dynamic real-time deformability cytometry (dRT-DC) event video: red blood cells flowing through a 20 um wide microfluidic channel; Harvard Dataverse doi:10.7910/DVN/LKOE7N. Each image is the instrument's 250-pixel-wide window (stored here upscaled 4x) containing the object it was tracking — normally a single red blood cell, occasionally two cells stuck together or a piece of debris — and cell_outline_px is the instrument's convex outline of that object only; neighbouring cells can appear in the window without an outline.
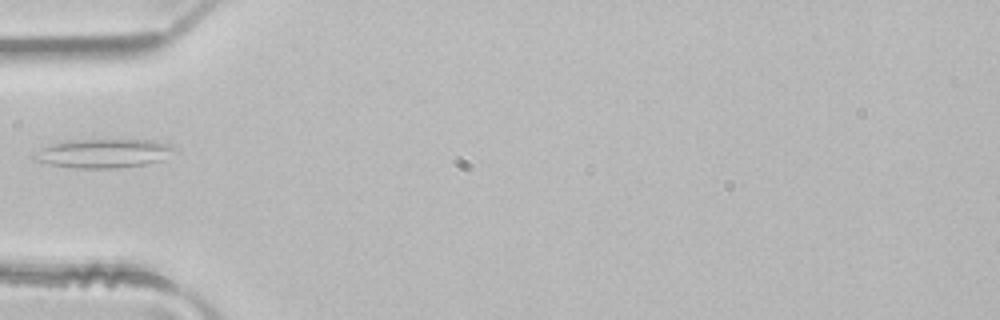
{"species": "common noctule bat (a hibernating species)", "species_latin": "Nyctalus noctula", "temperature_condition": "room temperature", "stored_images_in_passage": 5, "camera_frame_rate_fps": 3000, "um_per_image_px": 0.085, "animal": {"sex": "male", "body_mass_g": 21.5, "forearm_length_mm": 52.0}, "frame": {"image": 1, "passage_image": 1, "time_ms": 0.0, "image_size_px": [1000, 320], "cell_outline_px": [[176, 148], [164, 160], [144, 164], [116, 168], [76, 168], [52, 164], [32, 160], [32, 156], [44, 148], [52, 144], [68, 140], [156, 140], [168, 144]], "centroid_in_image_um": [8.83, 13.03], "position_along_channel_um": 76.2, "area_um2": 23.29}}